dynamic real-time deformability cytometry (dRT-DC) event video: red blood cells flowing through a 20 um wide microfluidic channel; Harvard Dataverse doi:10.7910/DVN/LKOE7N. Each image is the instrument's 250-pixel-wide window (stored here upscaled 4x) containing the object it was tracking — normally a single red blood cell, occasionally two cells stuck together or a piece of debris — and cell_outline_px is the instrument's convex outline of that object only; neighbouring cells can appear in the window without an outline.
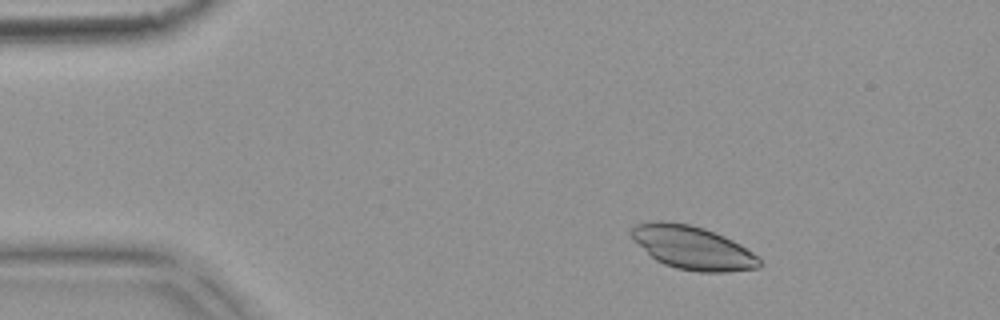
{"species": "common noctule bat (a hibernating species)", "species_latin": "Nyctalus noctula", "temperature_condition": "warm", "stored_images_in_passage": 4, "camera_frame_rate_fps": 3000, "um_per_image_px": 0.085, "animal": {"sex": "female", "body_mass_g": 18.4}, "frame": {"image": 1, "passage_image": 2, "time_ms": 0.333, "image_size_px": [1000, 320], "cell_outline_px": [[764, 264], [760, 268], [724, 272], [696, 272], [676, 268], [664, 264], [656, 260], [632, 240], [628, 232], [636, 224], [656, 220], [664, 220], [688, 224], [704, 228], [724, 236], [740, 244], [760, 256]], "centroid_in_image_um": [58.88, 21.05], "position_along_channel_um": 26.1, "area_um2": 32.83}}